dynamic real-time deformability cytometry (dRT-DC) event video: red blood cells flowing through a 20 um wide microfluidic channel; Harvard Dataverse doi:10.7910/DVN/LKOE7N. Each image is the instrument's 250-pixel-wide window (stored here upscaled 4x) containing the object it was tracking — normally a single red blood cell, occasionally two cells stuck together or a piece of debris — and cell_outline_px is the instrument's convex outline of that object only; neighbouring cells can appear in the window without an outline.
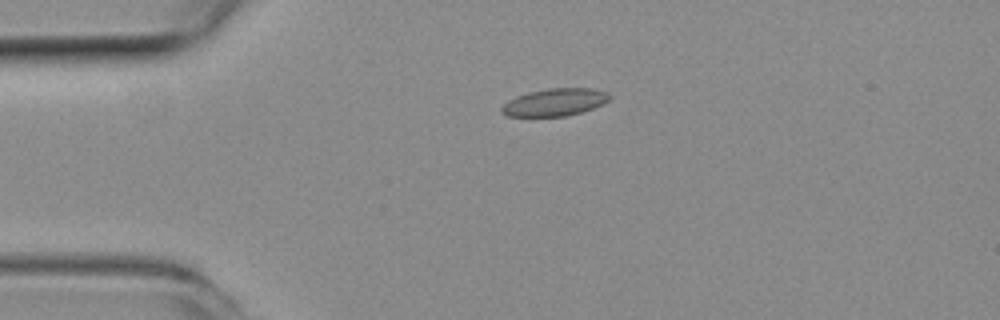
{"species": "common noctule bat (a hibernating species)", "species_latin": "Nyctalus noctula", "temperature_condition": "room temperature", "stored_images_in_passage": 41, "camera_frame_rate_fps": 3000, "um_per_image_px": 0.085, "animal": {"sex": "female", "body_mass_g": 19.3, "forearm_length_mm": 54.1}, "frame": {"image": 1, "passage_image": 1, "time_ms": 0.0, "image_size_px": [1000, 320], "cell_outline_px": [[612, 96], [608, 100], [592, 108], [580, 112], [564, 116], [508, 116], [500, 112], [500, 108], [508, 100], [516, 96], [528, 92], [548, 88], [596, 88], [608, 92]], "centroid_in_image_um": [47.14, 8.67], "position_along_channel_um": 37.9, "area_um2": 17.22}}
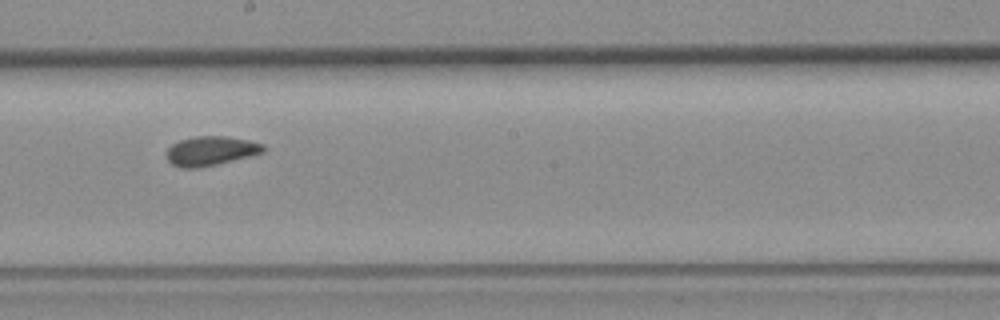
{"frame": {"image": 2, "passage_image": 18, "time_ms": 5.667, "image_size_px": [1000, 320], "cell_outline_px": [[264, 152], [216, 164], [196, 168], [180, 168], [172, 164], [168, 160], [168, 148], [172, 144], [180, 140], [196, 136], [228, 136], [248, 140], [264, 144]], "centroid_in_image_um": [17.91, 12.82], "position_along_channel_um": 230.3, "area_um2": 16.3}}
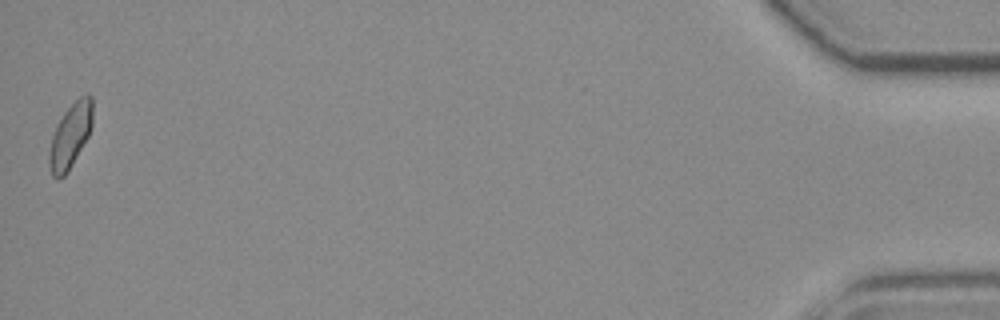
{"frame": {"image": 3, "passage_image": 41, "time_ms": 13.333, "image_size_px": [1000, 320], "cell_outline_px": [[92, 124], [88, 136], [68, 172], [60, 180], [52, 176], [48, 164], [48, 152], [52, 136], [56, 124], [64, 112], [80, 96], [92, 96]], "centroid_in_image_um": [5.94, 11.58], "position_along_channel_um": 429.3, "area_um2": 16.3}, "authors_computed_cell_mechanics": {"area_um2": 16.2996, "velocity_mm_per_s": 3.9323, "shape_relaxation_time_tau1_ms": null, "shape_relaxation_time_tau2_ms": 2.8373, "deformation_change_tau1": null, "deformation_change_tau2": 0.0758}}